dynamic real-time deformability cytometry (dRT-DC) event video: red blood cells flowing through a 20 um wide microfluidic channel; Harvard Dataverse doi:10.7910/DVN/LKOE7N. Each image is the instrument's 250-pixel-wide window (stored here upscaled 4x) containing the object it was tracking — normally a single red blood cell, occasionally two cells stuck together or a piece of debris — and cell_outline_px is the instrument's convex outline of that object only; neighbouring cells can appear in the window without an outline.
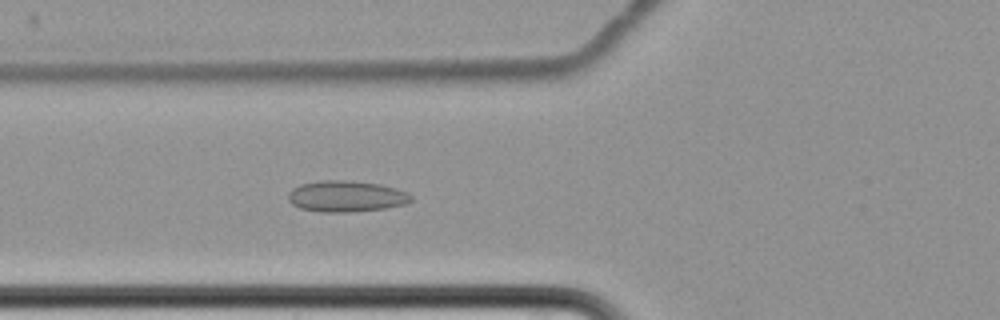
{"species": "common noctule bat (a hibernating species)", "species_latin": "Nyctalus noctula", "temperature_condition": "cold", "stored_images_in_passage": 9, "segment_of_instrument_passage": [2, 2], "camera_frame_rate_fps": 3000, "um_per_image_px": 0.085, "animal": {"sex": "female", "body_mass_g": 22.7, "forearm_length_mm": 54.2}, "frame": {"image": 1, "passage_image": 9, "time_ms": 10.333, "image_size_px": [1000, 320], "cell_outline_px": [[412, 200], [404, 204], [384, 208], [352, 212], [324, 212], [300, 208], [292, 204], [288, 200], [288, 192], [292, 188], [300, 184], [320, 180], [344, 180], [380, 184], [396, 188], [408, 192], [412, 196]], "centroid_in_image_um": [29.41, 16.68], "position_along_channel_um": 96.4, "area_um2": 22.37}}